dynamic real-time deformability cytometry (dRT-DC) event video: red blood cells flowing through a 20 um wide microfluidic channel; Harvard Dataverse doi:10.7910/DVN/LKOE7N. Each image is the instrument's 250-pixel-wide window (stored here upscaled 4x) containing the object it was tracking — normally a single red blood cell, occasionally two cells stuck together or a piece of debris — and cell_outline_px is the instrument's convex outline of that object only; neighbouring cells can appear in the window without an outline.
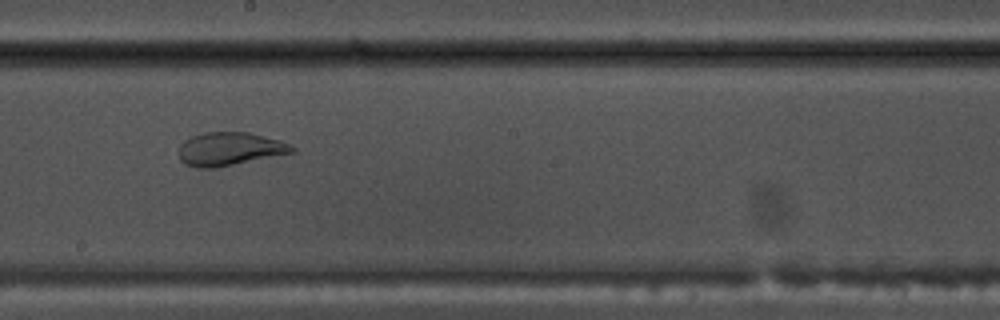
{"species": "common noctule bat (a hibernating species)", "species_latin": "Nyctalus noctula", "temperature_condition": "warm", "stored_images_in_passage": 53, "camera_frame_rate_fps": 3000, "um_per_image_px": 0.085, "animal": {"sex": "male", "body_mass_g": 17.5, "forearm_length_mm": 52.3}, "frame": {"image": 1, "passage_image": 30, "time_ms": 9.667, "image_size_px": [1000, 320], "cell_outline_px": [[296, 152], [216, 168], [196, 168], [184, 164], [180, 160], [180, 144], [184, 140], [192, 136], [204, 132], [248, 132], [280, 140], [296, 148]], "centroid_in_image_um": [19.52, 12.67], "position_along_channel_um": 228.7, "area_um2": 22.08}}
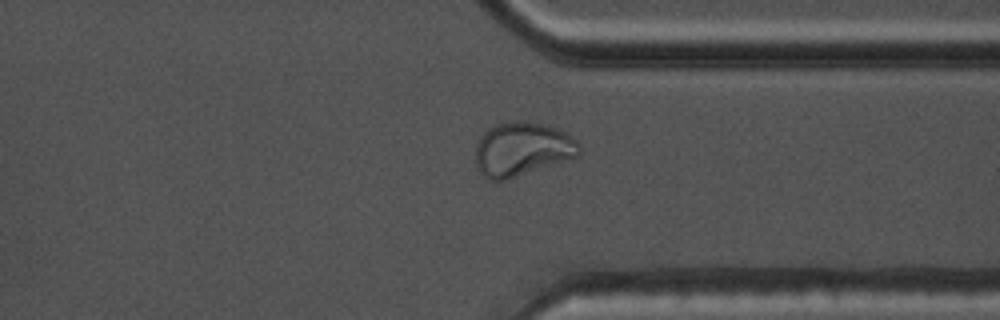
{"frame": {"image": 2, "passage_image": 41, "time_ms": 13.333, "image_size_px": [1000, 320], "cell_outline_px": [[580, 152], [576, 156], [508, 180], [488, 180], [476, 168], [476, 144], [480, 136], [488, 128], [496, 124], [516, 120], [544, 124], [556, 128], [564, 132], [576, 140], [580, 144]], "centroid_in_image_um": [44.34, 12.68], "position_along_channel_um": 367.1, "area_um2": 32.48}}
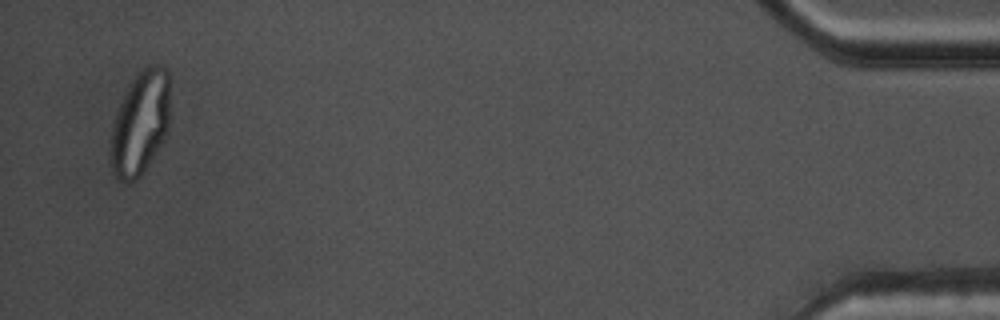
{"frame": {"image": 3, "passage_image": 52, "time_ms": 17.0, "image_size_px": [1000, 320], "cell_outline_px": [[168, 132], [156, 152], [140, 176], [136, 180], [128, 184], [124, 184], [116, 180], [112, 172], [108, 152], [112, 124], [116, 112], [124, 92], [132, 80], [144, 64], [156, 64], [164, 68], [168, 72]], "centroid_in_image_um": [11.86, 10.5], "position_along_channel_um": 423.3, "area_um2": 36.65}}